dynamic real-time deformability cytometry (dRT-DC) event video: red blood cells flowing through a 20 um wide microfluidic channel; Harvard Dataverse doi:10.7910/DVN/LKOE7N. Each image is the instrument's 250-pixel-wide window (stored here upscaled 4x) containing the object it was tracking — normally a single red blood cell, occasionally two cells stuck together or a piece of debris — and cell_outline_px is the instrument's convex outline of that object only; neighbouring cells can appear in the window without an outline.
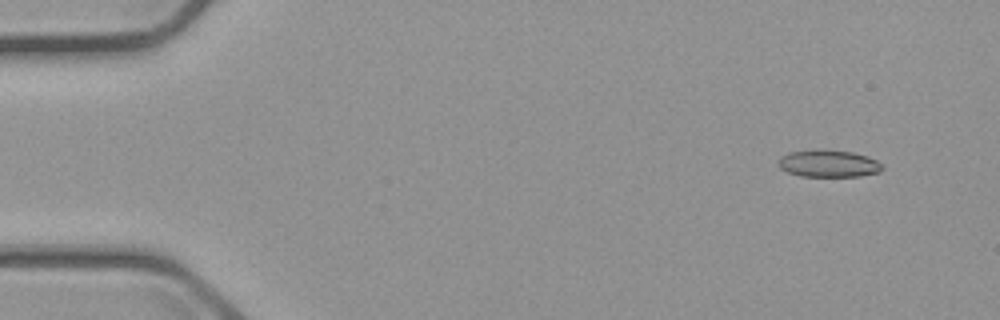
{"species": "common noctule bat (a hibernating species)", "species_latin": "Nyctalus noctula", "temperature_condition": "cold", "stored_images_in_passage": 5, "camera_frame_rate_fps": 3000, "um_per_image_px": 0.085, "animal": {"sex": "male", "body_mass_g": 23.1, "forearm_length_mm": 52.7}, "frame": {"image": 1, "passage_image": 1, "time_ms": 0.0, "image_size_px": [1000, 320], "cell_outline_px": [[884, 168], [880, 172], [860, 176], [800, 176], [788, 172], [780, 168], [780, 156], [788, 152], [852, 152], [868, 156], [876, 160]], "centroid_in_image_um": [70.47, 13.95], "position_along_channel_um": 14.5, "area_um2": 15.66}}
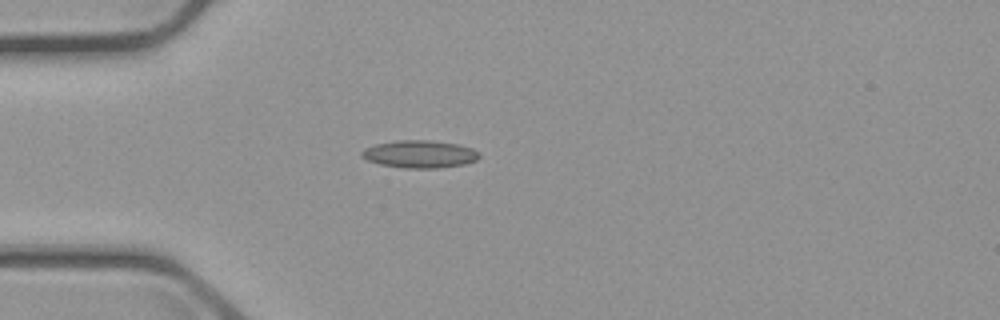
{"frame": {"image": 2, "passage_image": 4, "time_ms": 3.667, "image_size_px": [1000, 320], "cell_outline_px": [[480, 156], [476, 160], [464, 164], [436, 168], [404, 168], [380, 164], [368, 160], [360, 156], [360, 152], [364, 148], [376, 144], [400, 140], [428, 140], [456, 144], [472, 148]], "centroid_in_image_um": [35.63, 13.1], "position_along_channel_um": 49.4, "area_um2": 18.67}}